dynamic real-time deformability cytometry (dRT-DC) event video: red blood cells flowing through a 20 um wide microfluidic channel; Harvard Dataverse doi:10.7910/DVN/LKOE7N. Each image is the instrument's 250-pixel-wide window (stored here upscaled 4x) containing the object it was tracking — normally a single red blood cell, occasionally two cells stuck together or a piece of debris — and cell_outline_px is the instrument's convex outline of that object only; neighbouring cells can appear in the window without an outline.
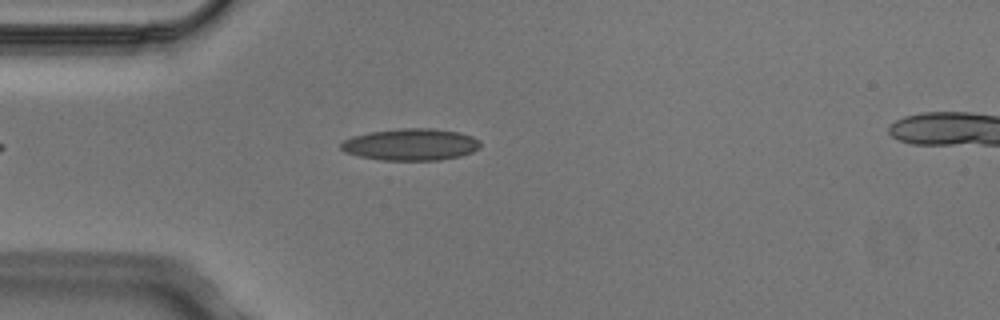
{"species": "Egyptian fruit bat (a non-hibernating species)", "species_latin": "Rousettus aegyptiacus", "temperature_condition": "cold", "stored_images_in_passage": 4, "camera_frame_rate_fps": 3000, "um_per_image_px": 0.085, "animal": {"sex": "male"}, "frame": {"image": 1, "passage_image": 4, "time_ms": 1.0, "image_size_px": [1000, 320], "cell_outline_px": [[480, 148], [472, 152], [460, 156], [440, 160], [380, 160], [360, 156], [344, 152], [340, 148], [340, 144], [344, 140], [352, 136], [368, 132], [400, 128], [432, 128], [460, 132], [472, 136], [480, 140]], "centroid_in_image_um": [34.92, 12.28], "position_along_channel_um": 50.1, "area_um2": 26.07}}